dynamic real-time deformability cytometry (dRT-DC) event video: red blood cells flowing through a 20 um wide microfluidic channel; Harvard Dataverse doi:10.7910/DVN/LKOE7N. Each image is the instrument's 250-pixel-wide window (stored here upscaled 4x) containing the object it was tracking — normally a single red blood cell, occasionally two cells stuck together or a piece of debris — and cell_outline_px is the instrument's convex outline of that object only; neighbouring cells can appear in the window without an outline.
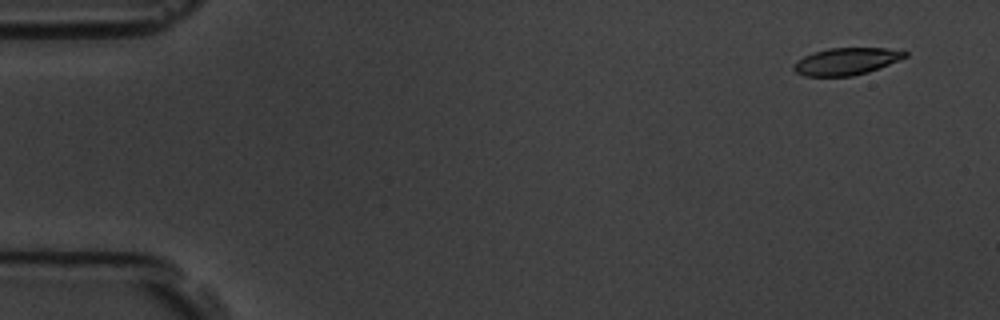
{"species": "common noctule bat (a hibernating species)", "species_latin": "Nyctalus noctula", "temperature_condition": "room temperature", "stored_images_in_passage": 13, "camera_frame_rate_fps": 3000, "um_per_image_px": 0.085, "animal": {"sex": "male", "body_mass_g": 19.5, "forearm_length_mm": 54.6}, "frame": {"image": 1, "passage_image": 1, "time_ms": 0.0, "image_size_px": [1000, 320], "cell_outline_px": [[908, 56], [868, 72], [852, 76], [804, 76], [796, 72], [792, 68], [792, 64], [804, 56], [828, 48], [884, 48], [908, 52]], "centroid_in_image_um": [71.9, 5.22], "position_along_channel_um": 13.1, "area_um2": 17.4}}
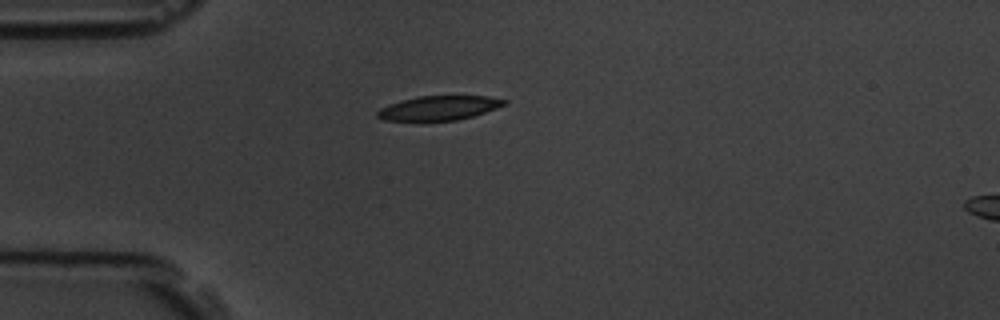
{"frame": {"image": 2, "passage_image": 13, "time_ms": 4.0, "image_size_px": [1000, 320], "cell_outline_px": [[508, 104], [472, 116], [456, 120], [384, 120], [376, 116], [376, 112], [380, 108], [416, 96], [488, 96], [508, 100]], "centroid_in_image_um": [37.35, 9.17], "position_along_channel_um": 47.6, "area_um2": 17.69}}